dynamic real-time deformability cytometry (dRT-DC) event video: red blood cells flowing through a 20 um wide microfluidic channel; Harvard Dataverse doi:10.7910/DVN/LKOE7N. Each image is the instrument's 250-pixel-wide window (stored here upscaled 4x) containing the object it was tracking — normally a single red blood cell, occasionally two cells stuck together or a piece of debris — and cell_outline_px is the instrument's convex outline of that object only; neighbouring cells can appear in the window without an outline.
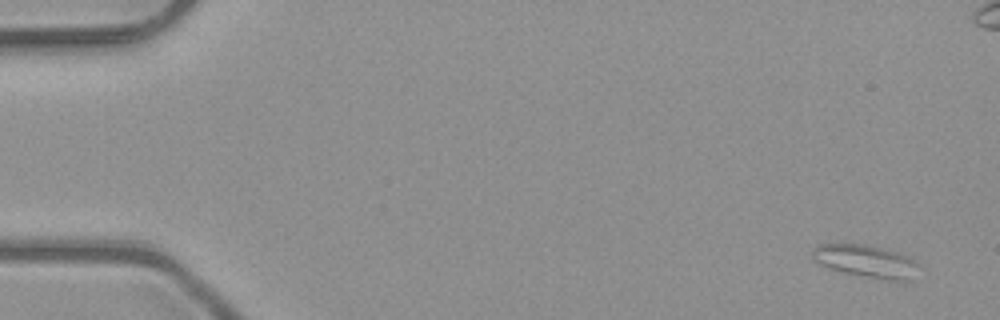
{"species": "common noctule bat (a hibernating species)", "species_latin": "Nyctalus noctula", "temperature_condition": "room temperature", "stored_images_in_passage": 12, "camera_frame_rate_fps": 3000, "um_per_image_px": 0.085, "animal": {"sex": "male", "body_mass_g": 23.1, "forearm_length_mm": 52.7}, "frame": {"image": 1, "passage_image": 1, "time_ms": 0.0, "image_size_px": [1000, 320], "cell_outline_px": [[924, 268], [912, 280], [904, 284], [880, 280], [844, 272], [820, 264], [812, 260], [812, 248], [820, 244], [864, 244], [900, 252], [916, 260]], "centroid_in_image_um": [73.78, 22.25], "position_along_channel_um": 11.2, "area_um2": 21.21}}
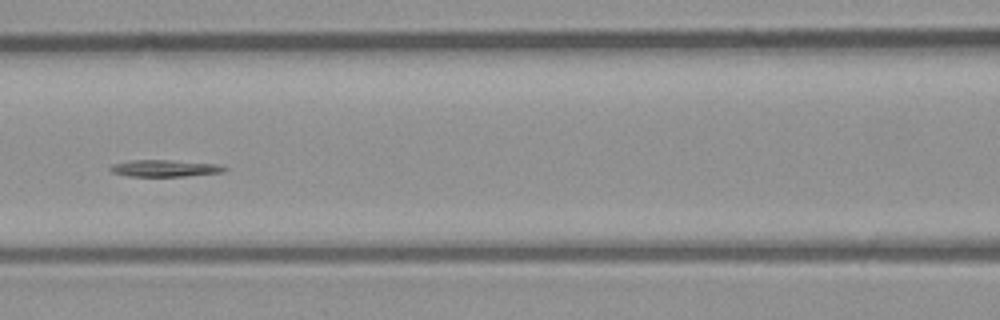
{"frame": {"image": 2, "passage_image": 7, "time_ms": 2.0, "image_size_px": [1000, 320], "cell_outline_px": [[228, 168], [224, 172], [188, 176], [128, 176], [112, 172], [108, 168], [112, 164], [132, 160], [172, 160], [220, 164]], "centroid_in_image_um": [14.04, 14.3], "position_along_channel_um": 152.6, "area_um2": 11.27}}
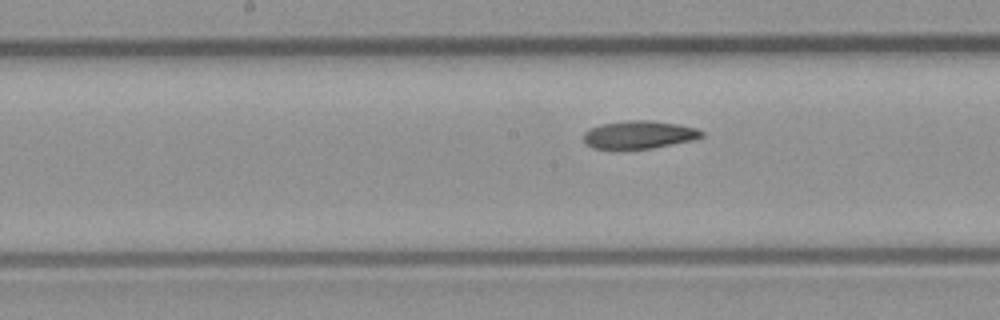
{"frame": {"image": 3, "passage_image": 9, "time_ms": 2.667, "image_size_px": [1000, 320], "cell_outline_px": [[704, 136], [692, 140], [652, 148], [592, 148], [584, 144], [584, 132], [588, 128], [600, 124], [628, 120], [652, 120], [676, 124], [696, 128], [704, 132]], "centroid_in_image_um": [54.29, 11.43], "position_along_channel_um": 193.9, "area_um2": 19.13}}